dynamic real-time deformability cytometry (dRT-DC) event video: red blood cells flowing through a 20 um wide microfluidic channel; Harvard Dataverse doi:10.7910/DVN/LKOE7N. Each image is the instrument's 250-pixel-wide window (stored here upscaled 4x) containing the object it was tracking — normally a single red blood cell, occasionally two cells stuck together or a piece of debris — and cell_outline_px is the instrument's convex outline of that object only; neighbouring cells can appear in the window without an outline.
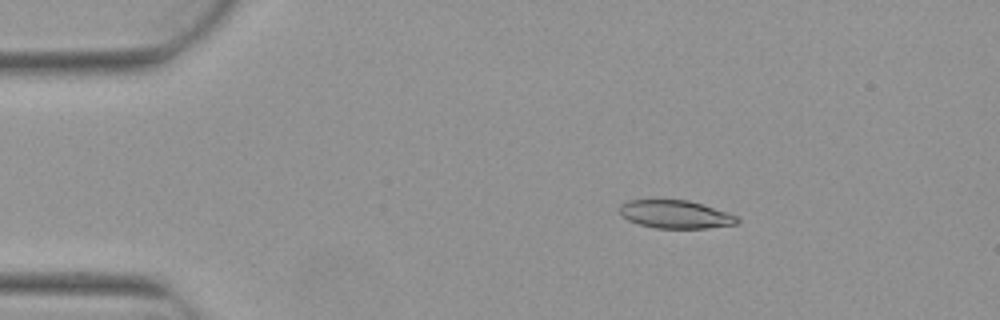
{"species": "Egyptian fruit bat (a non-hibernating species)", "species_latin": "Rousettus aegyptiacus", "temperature_condition": "warm", "stored_images_in_passage": 4, "camera_frame_rate_fps": 3000, "um_per_image_px": 0.085, "animal": {"sex": "female"}, "frame": {"image": 1, "passage_image": 2, "time_ms": 0.333, "image_size_px": [1000, 320], "cell_outline_px": [[740, 220], [736, 224], [708, 228], [656, 228], [640, 224], [628, 220], [620, 212], [620, 204], [628, 200], [688, 200], [736, 216]], "centroid_in_image_um": [57.38, 18.22], "position_along_channel_um": 27.6, "area_um2": 18.84}}
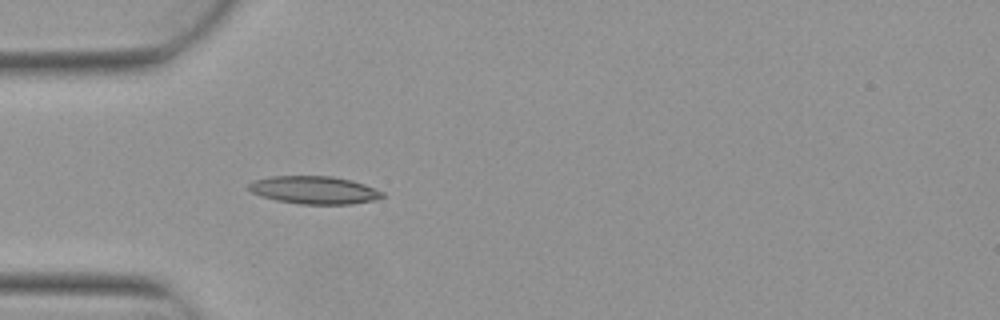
{"frame": {"image": 2, "passage_image": 4, "time_ms": 1.0, "image_size_px": [1000, 320], "cell_outline_px": [[384, 196], [376, 200], [352, 204], [300, 204], [276, 200], [260, 196], [244, 188], [252, 180], [272, 176], [332, 176], [352, 180], [364, 184], [384, 192]], "centroid_in_image_um": [26.68, 16.15], "position_along_channel_um": 58.3, "area_um2": 21.91}}